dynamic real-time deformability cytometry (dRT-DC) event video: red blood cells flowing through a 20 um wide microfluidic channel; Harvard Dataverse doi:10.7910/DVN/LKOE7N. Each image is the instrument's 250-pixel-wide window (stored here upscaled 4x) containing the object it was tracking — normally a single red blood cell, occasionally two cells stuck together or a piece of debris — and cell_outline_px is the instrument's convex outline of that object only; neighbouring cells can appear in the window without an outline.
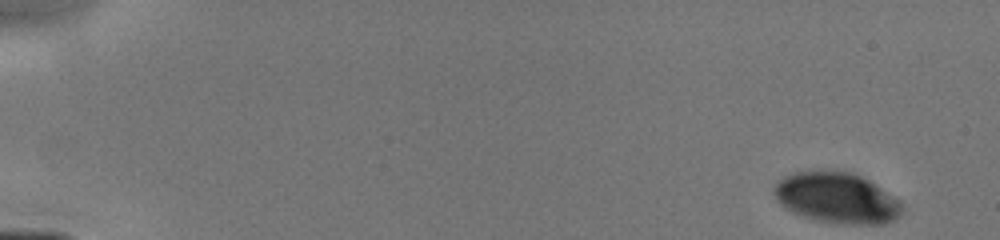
{"species": "human", "species_latin": "Homo sapiens", "temperature_condition": "cold", "stored_images_in_passage": 23, "camera_frame_rate_fps": 3000, "um_per_image_px": 0.085, "donor": {"sex": "male"}, "frame": {"image": 1, "passage_image": 1, "time_ms": 0.0, "image_size_px": [1000, 240], "cell_outline_px": [[904, 212], [896, 220], [884, 224], [832, 224], [816, 220], [792, 212], [784, 208], [776, 200], [772, 192], [772, 188], [784, 176], [792, 172], [852, 172], [868, 180], [900, 200], [904, 208]], "centroid_in_image_um": [71.14, 16.86], "position_along_channel_um": 13.9, "area_um2": 38.03}}
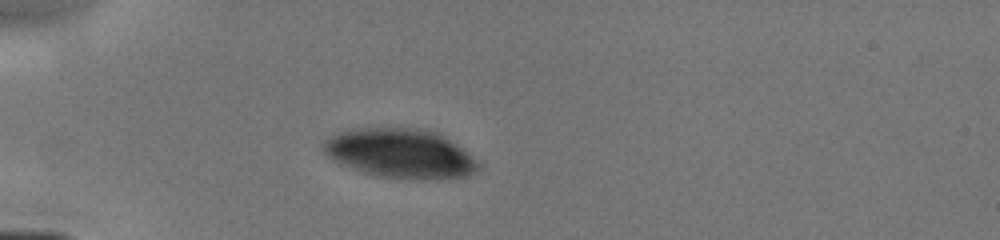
{"frame": {"image": 2, "passage_image": 19, "time_ms": 4.0, "image_size_px": [1000, 240], "cell_outline_px": [[480, 168], [476, 172], [468, 176], [428, 180], [412, 180], [380, 176], [364, 172], [340, 164], [332, 160], [324, 152], [320, 144], [328, 136], [336, 132], [352, 128], [376, 124], [424, 128], [436, 132], [444, 136], [468, 152], [480, 164]], "centroid_in_image_um": [33.98, 12.99], "position_along_channel_um": 51.0, "area_um2": 46.18}}